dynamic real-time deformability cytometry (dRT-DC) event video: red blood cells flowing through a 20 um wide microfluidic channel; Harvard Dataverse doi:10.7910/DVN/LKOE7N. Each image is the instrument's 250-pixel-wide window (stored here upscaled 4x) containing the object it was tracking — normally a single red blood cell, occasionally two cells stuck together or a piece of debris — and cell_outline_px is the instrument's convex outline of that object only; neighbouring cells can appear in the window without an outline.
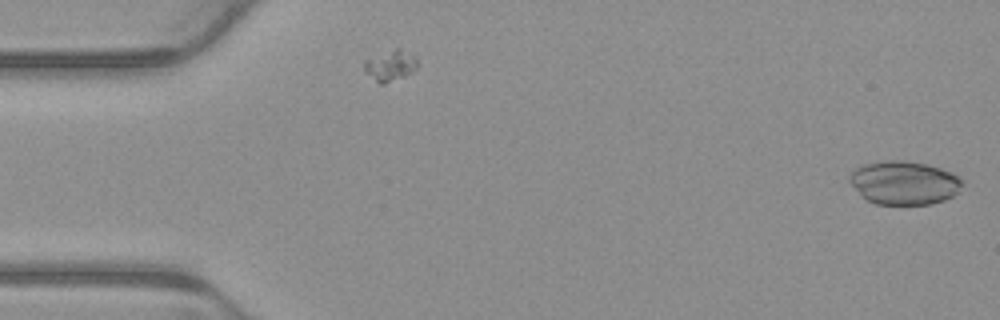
{"species": "common noctule bat (a hibernating species)", "species_latin": "Nyctalus noctula", "temperature_condition": "warm", "stored_images_in_passage": 4, "camera_frame_rate_fps": 3000, "um_per_image_px": 0.085, "animal": {"sex": "male", "body_mass_g": 23.1, "forearm_length_mm": 52.7}, "frame": {"image": 1, "passage_image": 1, "time_ms": 0.0, "image_size_px": [1000, 320], "cell_outline_px": [[960, 184], [956, 192], [952, 196], [944, 200], [932, 204], [876, 204], [868, 200], [848, 180], [848, 176], [856, 168], [864, 164], [888, 160], [904, 160], [928, 164], [952, 172], [960, 176]], "centroid_in_image_um": [76.85, 15.52], "position_along_channel_um": 8.2, "area_um2": 28.26}}
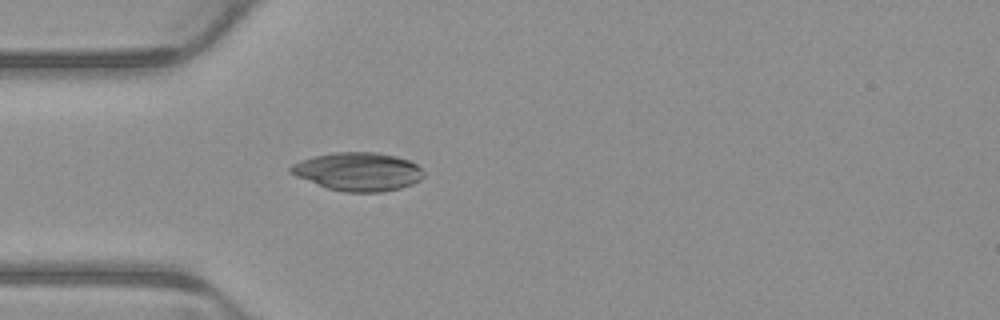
{"frame": {"image": 2, "passage_image": 4, "time_ms": 1.0, "image_size_px": [1000, 320], "cell_outline_px": [[424, 176], [420, 180], [412, 184], [400, 188], [380, 192], [344, 192], [328, 188], [296, 176], [288, 172], [288, 168], [292, 164], [300, 160], [332, 152], [376, 152], [396, 156], [408, 160], [416, 164], [424, 172]], "centroid_in_image_um": [30.43, 14.58], "position_along_channel_um": 54.6, "area_um2": 29.71}}